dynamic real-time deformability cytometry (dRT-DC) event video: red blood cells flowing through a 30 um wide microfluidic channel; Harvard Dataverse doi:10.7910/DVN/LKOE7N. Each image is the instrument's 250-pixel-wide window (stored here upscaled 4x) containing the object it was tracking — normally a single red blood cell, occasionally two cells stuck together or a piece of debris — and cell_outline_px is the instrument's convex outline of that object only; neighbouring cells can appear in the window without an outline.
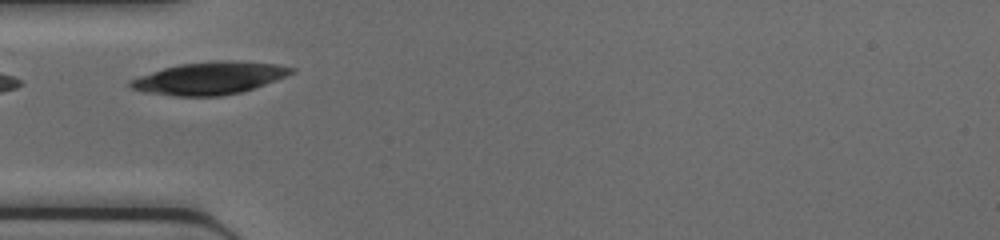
{"species": "common noctule bat (a hibernating species)", "species_latin": "Nyctalus noctula", "temperature_condition": "cold", "stored_images_in_passage": 20, "camera_frame_rate_fps": 3000, "um_per_image_px": 0.085, "animal": {"sex": "female", "body_mass_g": 17.0, "forearm_length_mm": 48.0}, "frame": {"image": 1, "passage_image": 1, "time_ms": 0.0, "image_size_px": [1000, 240], "cell_outline_px": [[296, 72], [264, 84], [240, 92], [220, 96], [176, 96], [144, 92], [132, 88], [128, 84], [128, 80], [164, 68], [180, 64], [216, 60], [236, 60], [280, 64], [296, 68]], "centroid_in_image_um": [17.84, 6.63], "position_along_channel_um": 67.2, "area_um2": 30.4}}
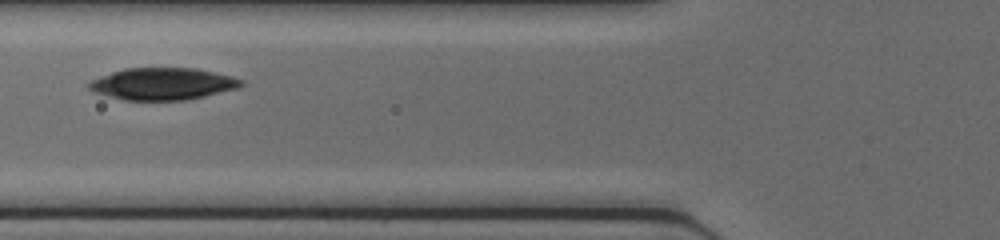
{"frame": {"image": 2, "passage_image": 4, "time_ms": 1.0, "image_size_px": [1000, 240], "cell_outline_px": [[244, 84], [240, 88], [204, 96], [184, 100], [124, 100], [96, 92], [88, 88], [88, 84], [92, 80], [100, 76], [124, 68], [196, 68], [232, 76], [244, 80]], "centroid_in_image_um": [13.88, 7.12], "position_along_channel_um": 111.9, "area_um2": 28.32}}